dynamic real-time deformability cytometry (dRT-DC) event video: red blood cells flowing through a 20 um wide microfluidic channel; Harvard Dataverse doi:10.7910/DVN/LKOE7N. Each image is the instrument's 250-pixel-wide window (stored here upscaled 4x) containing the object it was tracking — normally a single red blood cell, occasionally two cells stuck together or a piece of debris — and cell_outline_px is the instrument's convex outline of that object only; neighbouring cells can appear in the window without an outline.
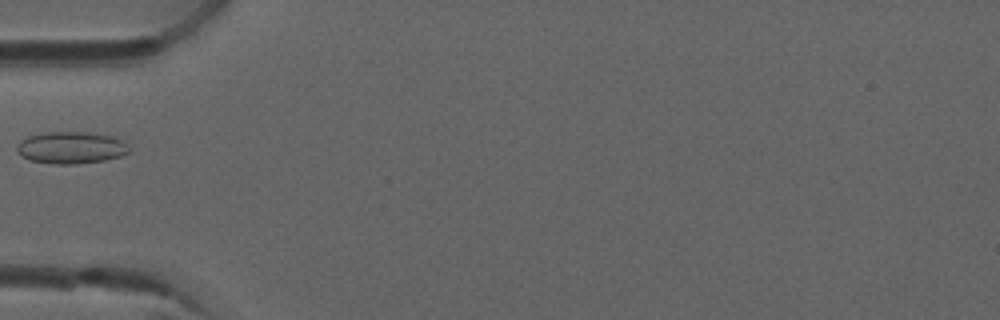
{"species": "common noctule bat (a hibernating species)", "species_latin": "Nyctalus noctula", "temperature_condition": "room temperature", "stored_images_in_passage": 6, "camera_frame_rate_fps": 3000, "um_per_image_px": 0.085, "animal": {"sex": "male", "forearm_length_mm": 52.5}, "frame": {"image": 1, "passage_image": 6, "time_ms": 1.667, "image_size_px": [1000, 320], "cell_outline_px": [[132, 152], [120, 156], [104, 160], [72, 164], [52, 164], [28, 160], [20, 156], [16, 152], [16, 144], [20, 140], [28, 136], [44, 132], [84, 132], [112, 136], [128, 144]], "centroid_in_image_um": [6.0, 12.55], "position_along_channel_um": 79.0, "area_um2": 21.15}}